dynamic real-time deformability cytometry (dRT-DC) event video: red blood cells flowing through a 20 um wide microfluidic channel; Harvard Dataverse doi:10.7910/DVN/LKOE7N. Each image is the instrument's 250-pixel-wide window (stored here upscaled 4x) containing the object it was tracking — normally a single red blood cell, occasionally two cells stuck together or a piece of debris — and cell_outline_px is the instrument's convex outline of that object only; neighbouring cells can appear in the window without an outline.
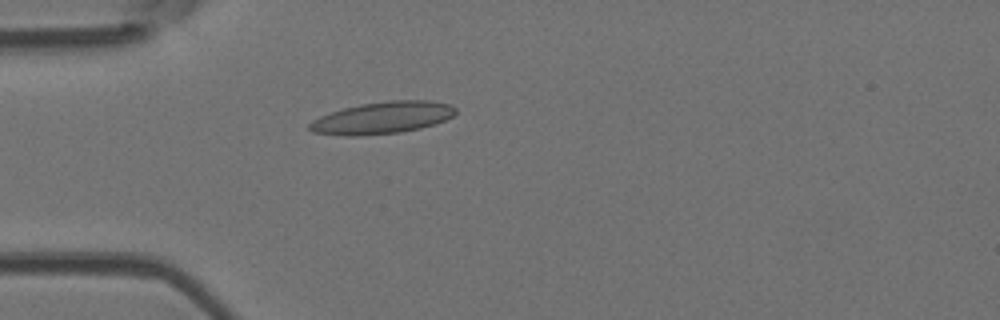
{"species": "Egyptian fruit bat (a non-hibernating species)", "species_latin": "Rousettus aegyptiacus", "temperature_condition": "room temperature", "stored_images_in_passage": 37, "camera_frame_rate_fps": 3000, "um_per_image_px": 0.085, "animal": {"sex": "female"}, "frame": {"image": 1, "passage_image": 1, "time_ms": 0.0, "image_size_px": [1000, 320], "cell_outline_px": [[456, 112], [452, 116], [444, 120], [420, 128], [400, 132], [360, 136], [348, 136], [312, 132], [308, 128], [308, 124], [312, 120], [320, 116], [344, 108], [360, 104], [388, 100], [428, 100], [452, 104], [456, 108]], "centroid_in_image_um": [32.49, 10.0], "position_along_channel_um": 52.5, "area_um2": 27.22}}
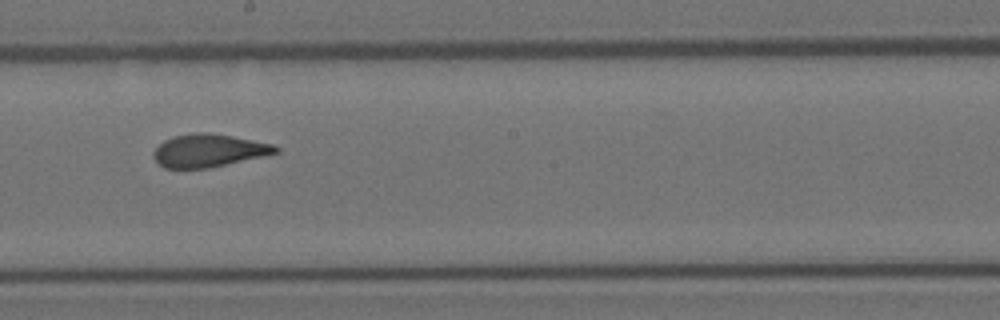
{"frame": {"image": 2, "passage_image": 15, "time_ms": 4.667, "image_size_px": [1000, 320], "cell_outline_px": [[280, 152], [208, 168], [164, 168], [152, 156], [152, 152], [164, 140], [172, 136], [196, 132], [208, 132], [232, 136], [272, 144], [280, 148]], "centroid_in_image_um": [17.71, 12.79], "position_along_channel_um": 230.5, "area_um2": 23.24}}
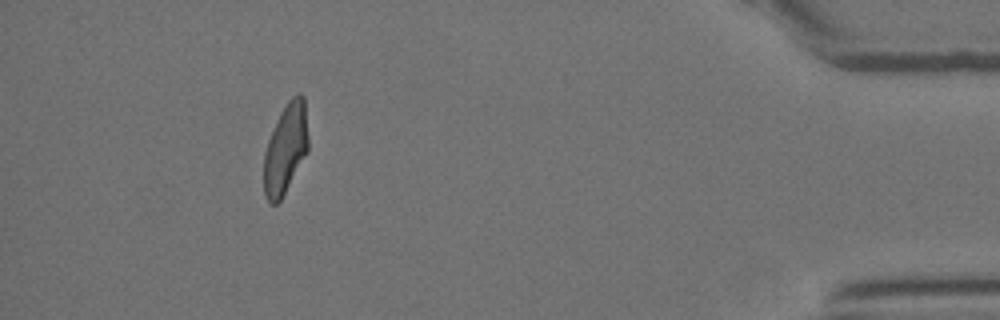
{"frame": {"image": 3, "passage_image": 33, "time_ms": 10.667, "image_size_px": [1000, 320], "cell_outline_px": [[308, 152], [280, 200], [276, 204], [268, 204], [264, 196], [264, 152], [268, 140], [280, 112], [288, 100], [296, 92], [300, 92], [304, 96], [308, 136]], "centroid_in_image_um": [24.27, 12.63], "position_along_channel_um": 410.9, "area_um2": 23.47}, "authors_computed_cell_mechanics": {"area_um2": 23.8136, "velocity_mm_per_s": 3.9935, "shape_relaxation_time_tau1_ms": 9.0303, "shape_relaxation_time_tau2_ms": 1.2012, "deformation_change_tau1": 0.2195, "deformation_change_tau2": 0.0863}}